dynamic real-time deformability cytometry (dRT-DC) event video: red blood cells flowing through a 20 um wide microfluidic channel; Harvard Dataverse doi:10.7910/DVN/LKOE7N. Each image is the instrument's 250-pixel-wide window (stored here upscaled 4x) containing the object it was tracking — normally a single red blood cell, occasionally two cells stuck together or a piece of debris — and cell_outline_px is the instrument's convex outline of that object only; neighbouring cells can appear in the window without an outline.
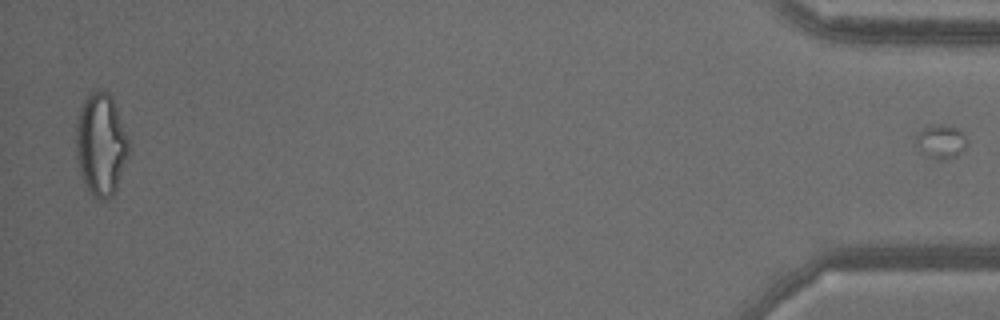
{"species": "common noctule bat (a hibernating species)", "species_latin": "Nyctalus noctula", "temperature_condition": "warm", "stored_images_in_passage": 68, "segment_of_instrument_passage": [2, 2], "camera_frame_rate_fps": 3000, "um_per_image_px": 0.085, "animal": {"sex": "male", "body_mass_g": 18.8}, "frame": {"image": 1, "passage_image": 68, "time_ms": 22.333, "image_size_px": [1000, 320], "cell_outline_px": [[968, 144], [956, 156], [944, 160], [940, 160], [924, 156], [920, 152], [916, 140], [916, 132], [932, 124], [944, 124], [960, 128], [964, 132], [968, 140]], "centroid_in_image_um": [80.0, 12.02], "position_along_channel_um": 355.2, "area_um2": 10.46}}